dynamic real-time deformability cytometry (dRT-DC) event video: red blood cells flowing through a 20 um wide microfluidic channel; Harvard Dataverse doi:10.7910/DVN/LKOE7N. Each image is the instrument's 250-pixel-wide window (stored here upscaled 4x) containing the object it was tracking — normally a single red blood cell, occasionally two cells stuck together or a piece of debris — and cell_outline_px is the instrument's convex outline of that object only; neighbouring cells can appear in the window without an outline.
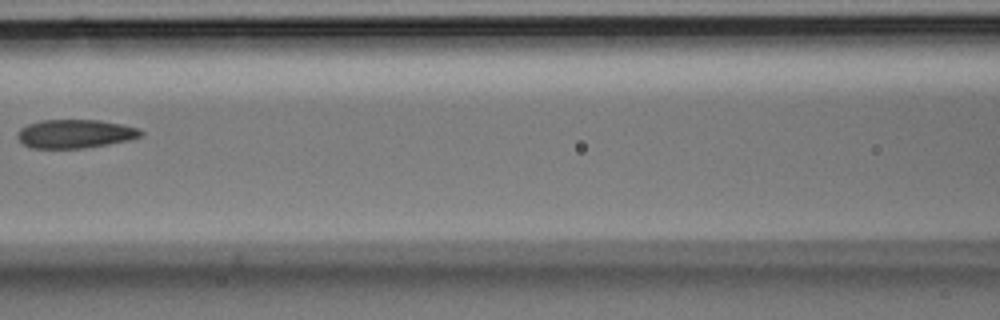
{"species": "Egyptian fruit bat (a non-hibernating species)", "species_latin": "Rousettus aegyptiacus", "temperature_condition": "room temperature", "stored_images_in_passage": 5, "camera_frame_rate_fps": 3000, "um_per_image_px": 0.085, "animal": {"sex": "male"}, "frame": {"image": 1, "passage_image": 5, "time_ms": 1.333, "image_size_px": [1000, 320], "cell_outline_px": [[144, 136], [132, 140], [84, 148], [32, 148], [24, 144], [16, 136], [20, 128], [28, 124], [40, 120], [100, 120], [140, 128], [144, 132]], "centroid_in_image_um": [6.44, 11.37], "position_along_channel_um": 160.2, "area_um2": 20.75}}